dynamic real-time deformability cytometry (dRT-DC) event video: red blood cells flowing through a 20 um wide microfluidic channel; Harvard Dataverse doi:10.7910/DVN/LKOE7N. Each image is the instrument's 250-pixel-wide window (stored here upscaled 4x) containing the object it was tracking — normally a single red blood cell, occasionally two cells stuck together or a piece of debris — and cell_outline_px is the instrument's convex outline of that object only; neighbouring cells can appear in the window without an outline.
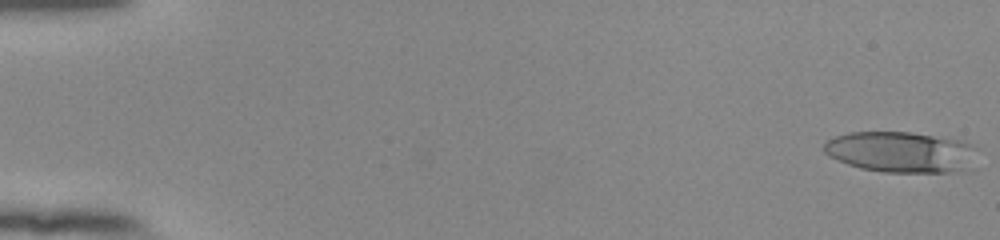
{"species": "human", "species_latin": "Homo sapiens", "temperature_condition": "room temperature", "stored_images_in_passage": 17, "camera_frame_rate_fps": 3000, "um_per_image_px": 0.085, "donor": {"sex": "female"}, "frame": {"image": 1, "passage_image": 1, "time_ms": 0.0, "image_size_px": [1000, 240], "cell_outline_px": [[980, 148], [960, 168], [948, 172], [884, 172], [860, 168], [848, 164], [828, 156], [824, 152], [824, 144], [828, 140], [836, 136], [848, 132], [908, 132], [960, 140], [972, 144]], "centroid_in_image_um": [76.48, 12.9], "position_along_channel_um": 8.5, "area_um2": 35.78}}
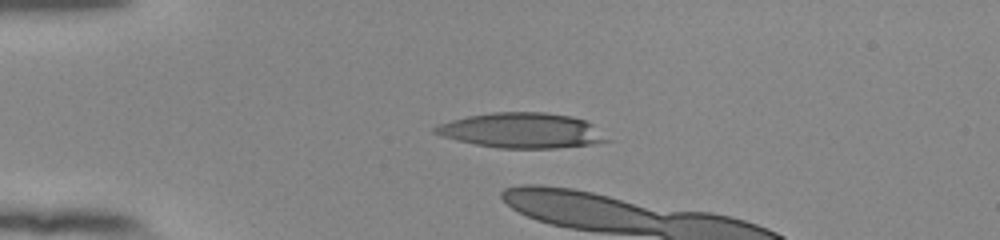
{"frame": {"image": 2, "passage_image": 13, "time_ms": 4.0, "image_size_px": [1000, 240], "cell_outline_px": [[612, 140], [592, 144], [556, 148], [496, 148], [456, 140], [432, 132], [432, 128], [440, 124], [452, 120], [468, 116], [492, 112], [544, 112], [572, 116], [584, 120], [592, 124]], "centroid_in_image_um": [44.37, 11.09], "position_along_channel_um": 40.6, "area_um2": 35.08}}